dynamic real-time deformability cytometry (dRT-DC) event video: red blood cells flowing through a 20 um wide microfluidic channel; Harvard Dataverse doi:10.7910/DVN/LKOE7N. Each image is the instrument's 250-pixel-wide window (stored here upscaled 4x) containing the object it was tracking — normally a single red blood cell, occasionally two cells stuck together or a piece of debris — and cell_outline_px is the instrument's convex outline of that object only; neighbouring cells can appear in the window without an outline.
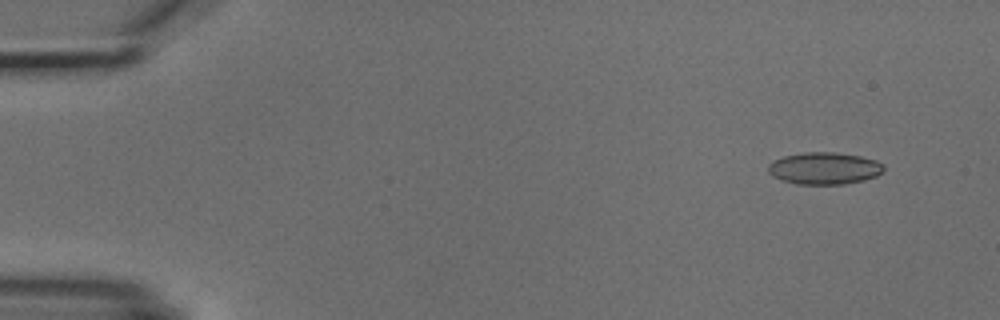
{"species": "common noctule bat (a hibernating species)", "species_latin": "Nyctalus noctula", "temperature_condition": "cold", "stored_images_in_passage": 4, "camera_frame_rate_fps": 3000, "um_per_image_px": 0.085, "animal": {"sex": "male", "body_mass_g": 18.8}, "frame": {"image": 1, "passage_image": 1, "time_ms": 0.0, "image_size_px": [1000, 320], "cell_outline_px": [[884, 168], [876, 176], [864, 180], [844, 184], [796, 184], [780, 180], [772, 176], [768, 172], [768, 164], [772, 160], [784, 156], [804, 152], [836, 152], [860, 156], [876, 160], [884, 164]], "centroid_in_image_um": [70.03, 14.3], "position_along_channel_um": 15.0, "area_um2": 21.73}}
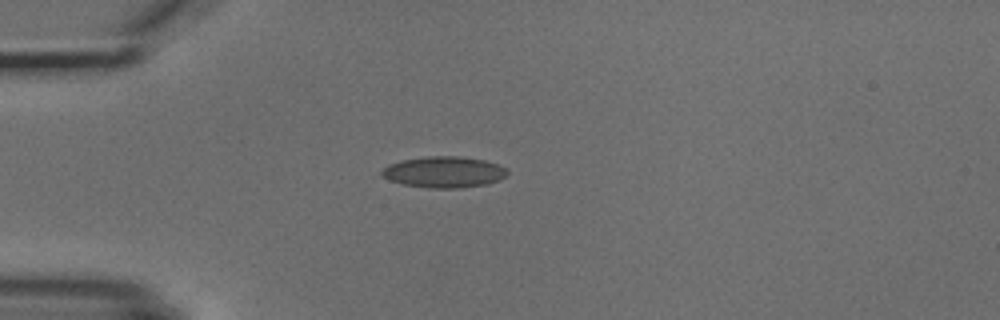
{"frame": {"image": 2, "passage_image": 4, "time_ms": 3.333, "image_size_px": [1000, 320], "cell_outline_px": [[508, 172], [500, 180], [488, 184], [460, 188], [428, 188], [404, 184], [388, 180], [380, 172], [388, 164], [400, 160], [424, 156], [460, 156], [484, 160], [496, 164], [504, 168]], "centroid_in_image_um": [37.71, 14.62], "position_along_channel_um": 47.3, "area_um2": 22.83}}